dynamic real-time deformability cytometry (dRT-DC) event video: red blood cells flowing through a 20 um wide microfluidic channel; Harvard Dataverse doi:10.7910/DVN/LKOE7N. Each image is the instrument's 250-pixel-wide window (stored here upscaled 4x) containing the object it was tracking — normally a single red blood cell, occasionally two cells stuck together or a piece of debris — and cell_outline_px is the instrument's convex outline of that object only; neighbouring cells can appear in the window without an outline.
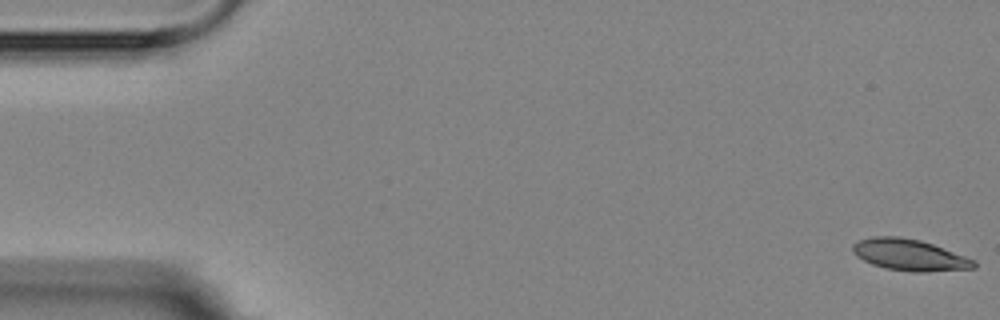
{"species": "Egyptian fruit bat (a non-hibernating species)", "species_latin": "Rousettus aegyptiacus", "temperature_condition": "room temperature", "stored_images_in_passage": 6, "camera_frame_rate_fps": 3000, "um_per_image_px": 0.085, "animal": {"sex": "female"}, "frame": {"image": 1, "passage_image": 1, "time_ms": 0.0, "image_size_px": [1000, 320], "cell_outline_px": [[976, 268], [928, 272], [912, 272], [884, 268], [872, 264], [856, 256], [852, 252], [852, 244], [860, 240], [872, 236], [900, 236], [920, 240], [932, 244], [976, 260]], "centroid_in_image_um": [77.3, 21.67], "position_along_channel_um": 7.7, "area_um2": 22.31}}